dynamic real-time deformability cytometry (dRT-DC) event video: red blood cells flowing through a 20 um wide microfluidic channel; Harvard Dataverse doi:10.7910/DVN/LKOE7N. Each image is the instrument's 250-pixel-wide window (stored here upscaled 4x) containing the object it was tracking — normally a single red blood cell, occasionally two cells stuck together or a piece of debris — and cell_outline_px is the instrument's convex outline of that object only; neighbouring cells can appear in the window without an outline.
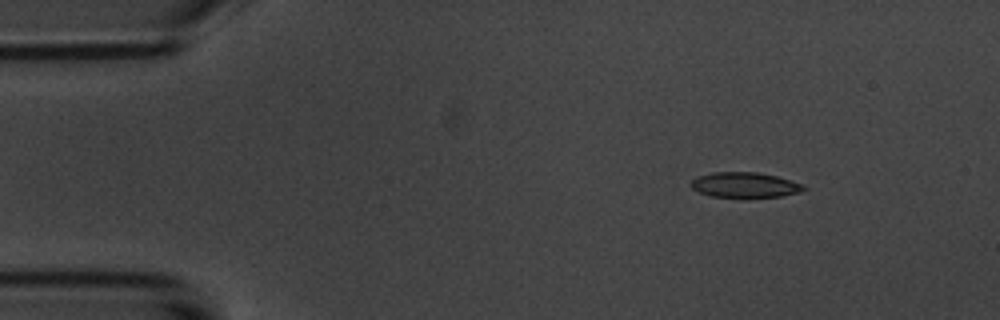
{"species": "common noctule bat (a hibernating species)", "species_latin": "Nyctalus noctula", "temperature_condition": "room temperature", "stored_images_in_passage": 4, "camera_frame_rate_fps": 3000, "um_per_image_px": 0.085, "animal": {"sex": "male", "body_mass_g": 20.1, "forearm_length_mm": 53.5}, "frame": {"image": 1, "passage_image": 2, "time_ms": 1.0, "image_size_px": [1000, 320], "cell_outline_px": [[808, 188], [800, 192], [780, 196], [712, 196], [700, 192], [692, 188], [688, 184], [696, 176], [712, 172], [760, 172], [776, 176], [804, 184]], "centroid_in_image_um": [63.3, 15.69], "position_along_channel_um": 21.7, "area_um2": 16.42}}